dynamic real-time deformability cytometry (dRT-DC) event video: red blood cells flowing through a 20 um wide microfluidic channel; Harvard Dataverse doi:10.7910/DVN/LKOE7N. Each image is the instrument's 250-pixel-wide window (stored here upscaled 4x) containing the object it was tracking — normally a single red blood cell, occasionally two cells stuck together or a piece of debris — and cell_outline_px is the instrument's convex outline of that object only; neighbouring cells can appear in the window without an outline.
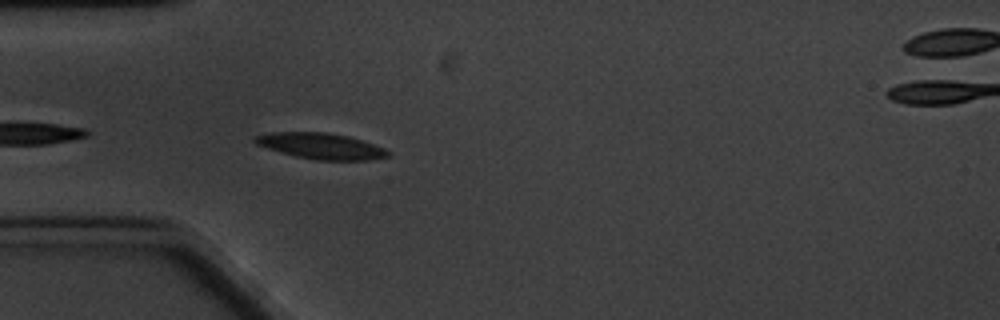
{"species": "common noctule bat (a hibernating species)", "species_latin": "Nyctalus noctula", "temperature_condition": "cold", "stored_images_in_passage": 7, "camera_frame_rate_fps": 3000, "um_per_image_px": 0.085, "animal": {"sex": "male", "body_mass_g": 20.1, "forearm_length_mm": 53.5}, "frame": {"image": 1, "passage_image": 6, "time_ms": 5.667, "image_size_px": [1000, 320], "cell_outline_px": [[388, 156], [372, 160], [316, 160], [296, 156], [280, 152], [256, 144], [252, 140], [252, 136], [272, 132], [324, 132], [348, 136], [384, 148], [388, 152]], "centroid_in_image_um": [27.23, 12.41], "position_along_channel_um": 57.8, "area_um2": 19.94}}